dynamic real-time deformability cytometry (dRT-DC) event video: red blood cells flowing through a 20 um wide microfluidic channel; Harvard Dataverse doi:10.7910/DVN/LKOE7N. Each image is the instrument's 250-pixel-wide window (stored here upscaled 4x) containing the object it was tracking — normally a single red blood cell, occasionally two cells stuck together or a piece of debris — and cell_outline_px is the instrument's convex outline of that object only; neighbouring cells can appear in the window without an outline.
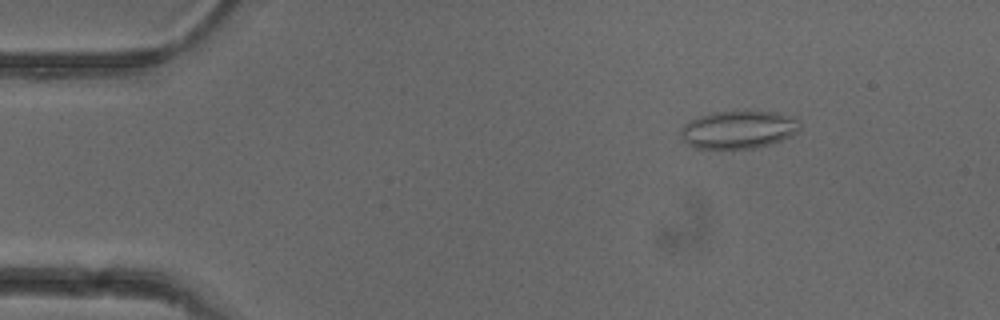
{"species": "common noctule bat (a hibernating species)", "species_latin": "Nyctalus noctula", "temperature_condition": "cold", "stored_images_in_passage": 52, "camera_frame_rate_fps": 3000, "um_per_image_px": 0.085, "animal": {"sex": "female"}, "frame": {"image": 1, "passage_image": 7, "time_ms": 2.0, "image_size_px": [1000, 320], "cell_outline_px": [[800, 132], [792, 136], [756, 148], [692, 148], [680, 140], [680, 128], [684, 124], [700, 116], [712, 112], [748, 108], [776, 112], [796, 116], [800, 120]], "centroid_in_image_um": [62.8, 10.97], "position_along_channel_um": 22.2, "area_um2": 27.46}}
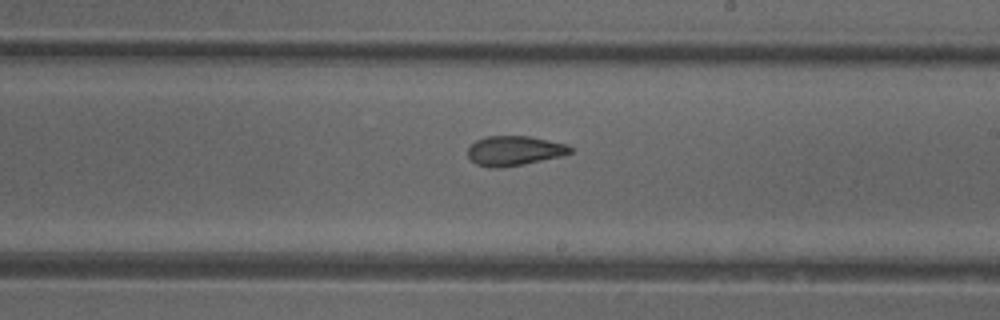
{"frame": {"image": 2, "passage_image": 30, "time_ms": 9.667, "image_size_px": [1000, 320], "cell_outline_px": [[572, 152], [564, 156], [524, 164], [500, 168], [488, 168], [476, 164], [468, 156], [468, 148], [476, 140], [488, 136], [528, 136], [568, 144], [572, 148]], "centroid_in_image_um": [43.74, 12.82], "position_along_channel_um": 245.3, "area_um2": 17.86}}
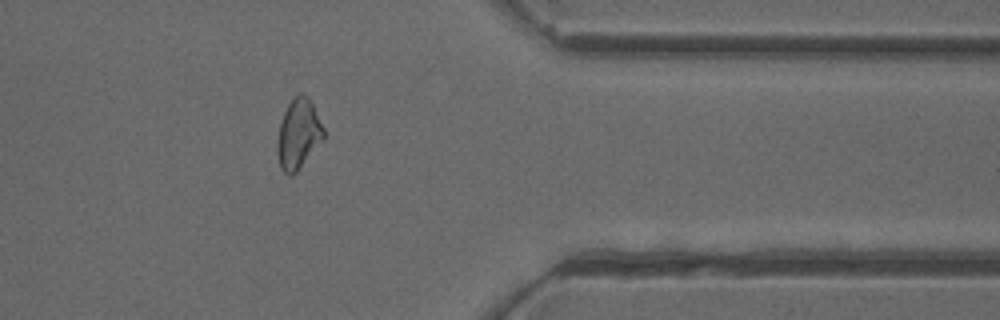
{"frame": {"image": 3, "passage_image": 42, "time_ms": 13.667, "image_size_px": [1000, 320], "cell_outline_px": [[324, 140], [296, 172], [288, 176], [280, 168], [276, 152], [276, 144], [280, 124], [284, 112], [288, 104], [300, 92], [304, 92], [308, 96], [324, 128]], "centroid_in_image_um": [25.36, 11.41], "position_along_channel_um": 386.0, "area_um2": 18.96}, "authors_computed_cell_mechanics": {"area_um2": 19.2185, "velocity_mm_per_s": 3.9306, "shape_relaxation_time_tau1_ms": null, "shape_relaxation_time_tau2_ms": 2.8512, "deformation_change_tau1": null, "deformation_change_tau2": 0.1069}}